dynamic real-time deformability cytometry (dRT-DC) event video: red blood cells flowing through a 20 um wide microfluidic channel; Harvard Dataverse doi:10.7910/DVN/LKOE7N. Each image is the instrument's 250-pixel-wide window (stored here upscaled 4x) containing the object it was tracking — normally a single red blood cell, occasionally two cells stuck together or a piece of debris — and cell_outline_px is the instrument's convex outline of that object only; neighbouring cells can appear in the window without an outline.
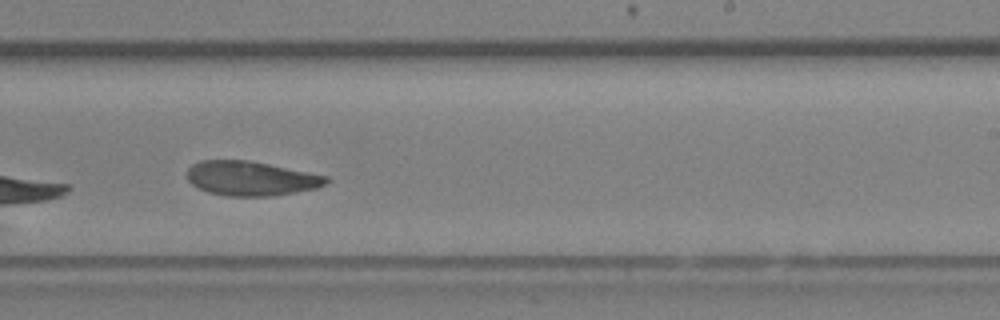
{"species": "Egyptian fruit bat (a non-hibernating species)", "species_latin": "Rousettus aegyptiacus", "temperature_condition": "room temperature", "stored_images_in_passage": 24, "camera_frame_rate_fps": 3000, "um_per_image_px": 0.085, "animal": {"sex": "female"}, "frame": {"image": 1, "passage_image": 14, "time_ms": 4.333, "image_size_px": [1000, 320], "cell_outline_px": [[332, 180], [316, 188], [268, 196], [228, 196], [208, 192], [192, 184], [188, 180], [188, 168], [192, 164], [200, 160], [248, 160], [328, 176]], "centroid_in_image_um": [21.31, 15.16], "position_along_channel_um": 267.7, "area_um2": 27.63}}
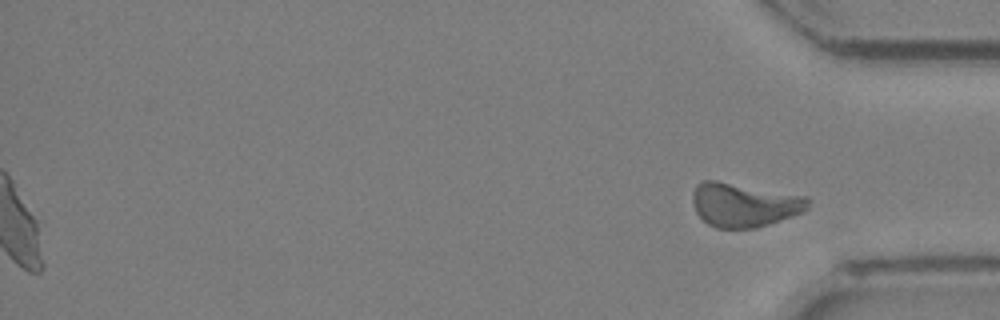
{"frame": {"image": 2, "passage_image": 24, "time_ms": 7.667, "image_size_px": [1000, 320], "cell_outline_px": [[812, 200], [808, 208], [804, 212], [756, 228], [716, 228], [708, 224], [696, 212], [692, 200], [692, 192], [696, 184], [704, 180], [716, 180], [808, 196]], "centroid_in_image_um": [63.27, 17.4], "position_along_channel_um": 371.9, "area_um2": 29.82}}